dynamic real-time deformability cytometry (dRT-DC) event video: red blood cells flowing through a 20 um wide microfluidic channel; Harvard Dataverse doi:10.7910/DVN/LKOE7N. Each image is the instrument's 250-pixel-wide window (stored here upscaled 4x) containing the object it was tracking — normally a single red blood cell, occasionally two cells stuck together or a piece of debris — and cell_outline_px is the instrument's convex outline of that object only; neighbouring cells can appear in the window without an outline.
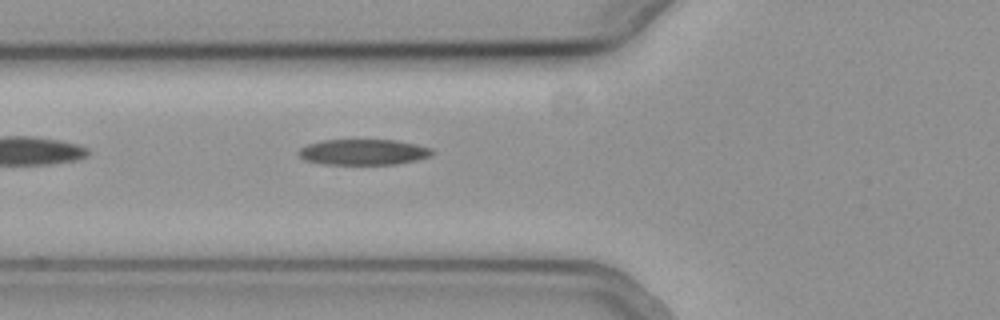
{"species": "common noctule bat (a hibernating species)", "species_latin": "Nyctalus noctula", "temperature_condition": "cold", "stored_images_in_passage": 23, "camera_frame_rate_fps": 3000, "um_per_image_px": 0.085, "animal": {"sex": "female", "body_mass_g": 19.3, "forearm_length_mm": 54.1}, "frame": {"image": 1, "passage_image": 4, "time_ms": 1.0, "image_size_px": [1000, 320], "cell_outline_px": [[432, 152], [428, 156], [416, 160], [396, 164], [320, 164], [304, 160], [296, 152], [300, 148], [308, 144], [324, 140], [396, 140], [416, 144], [432, 148]], "centroid_in_image_um": [30.84, 12.92], "position_along_channel_um": 95.0, "area_um2": 19.94}}